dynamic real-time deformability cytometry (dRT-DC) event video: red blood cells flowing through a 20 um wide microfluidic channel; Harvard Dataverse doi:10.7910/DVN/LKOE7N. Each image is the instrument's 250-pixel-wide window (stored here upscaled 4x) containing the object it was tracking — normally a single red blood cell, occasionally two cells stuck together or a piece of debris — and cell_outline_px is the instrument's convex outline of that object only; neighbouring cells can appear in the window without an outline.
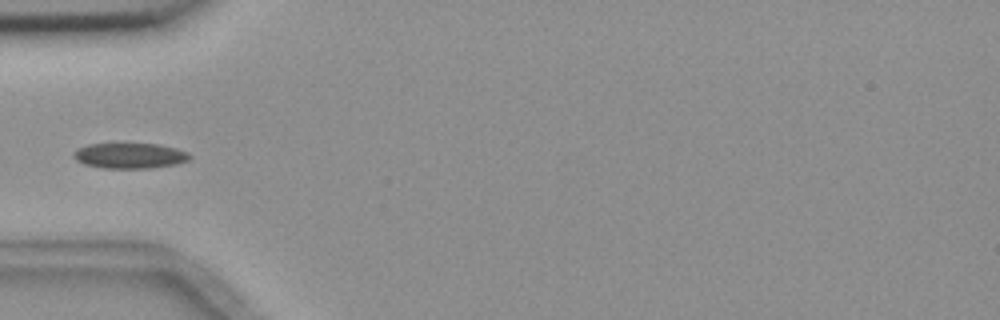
{"species": "common noctule bat (a hibernating species)", "species_latin": "Nyctalus noctula", "temperature_condition": "room temperature", "stored_images_in_passage": 3, "camera_frame_rate_fps": 3000, "um_per_image_px": 0.085, "animal": {"sex": "female", "body_mass_g": 18.4}, "frame": {"image": 1, "passage_image": 3, "time_ms": 2.333, "image_size_px": [1000, 320], "cell_outline_px": [[192, 156], [188, 160], [176, 164], [152, 168], [104, 168], [84, 164], [76, 160], [72, 156], [72, 152], [88, 144], [156, 144], [176, 148], [188, 152]], "centroid_in_image_um": [11.03, 13.24], "position_along_channel_um": 74.0, "area_um2": 17.17}}